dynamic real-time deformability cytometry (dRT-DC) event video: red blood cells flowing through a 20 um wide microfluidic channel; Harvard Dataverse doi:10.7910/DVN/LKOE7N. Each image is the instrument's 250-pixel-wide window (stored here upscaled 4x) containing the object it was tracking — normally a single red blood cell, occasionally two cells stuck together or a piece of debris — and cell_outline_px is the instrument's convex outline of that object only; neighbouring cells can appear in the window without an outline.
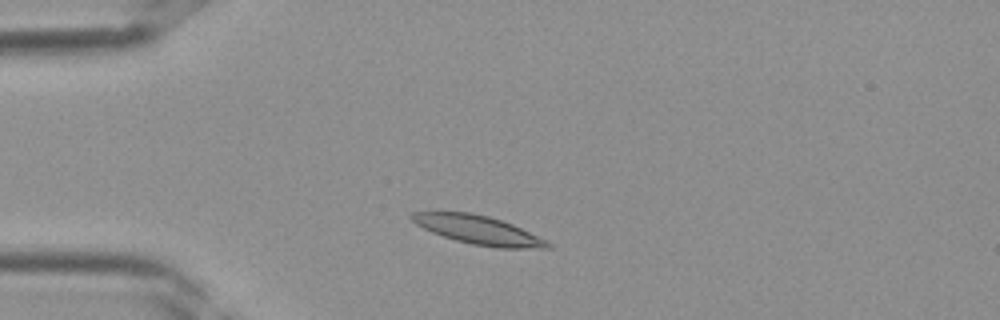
{"species": "Egyptian fruit bat (a non-hibernating species)", "species_latin": "Rousettus aegyptiacus", "temperature_condition": "room temperature", "stored_images_in_passage": 33, "camera_frame_rate_fps": 3000, "um_per_image_px": 0.085, "frame": {"image": 1, "passage_image": 4, "time_ms": 1.0, "image_size_px": [1000, 320], "cell_outline_px": [[552, 248], [496, 248], [472, 244], [456, 240], [432, 232], [416, 224], [408, 216], [412, 212], [472, 212], [488, 216], [512, 224], [552, 244]], "centroid_in_image_um": [40.62, 19.54], "position_along_channel_um": 44.4, "area_um2": 22.37}}
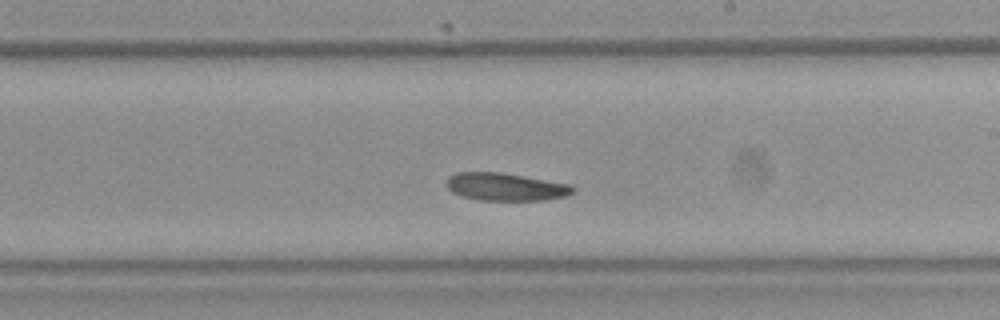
{"frame": {"image": 2, "passage_image": 17, "time_ms": 5.333, "image_size_px": [1000, 320], "cell_outline_px": [[576, 188], [568, 196], [544, 200], [476, 200], [452, 192], [448, 188], [448, 176], [456, 172], [504, 172], [572, 184]], "centroid_in_image_um": [43.03, 15.87], "position_along_channel_um": 246.0, "area_um2": 20.63}}
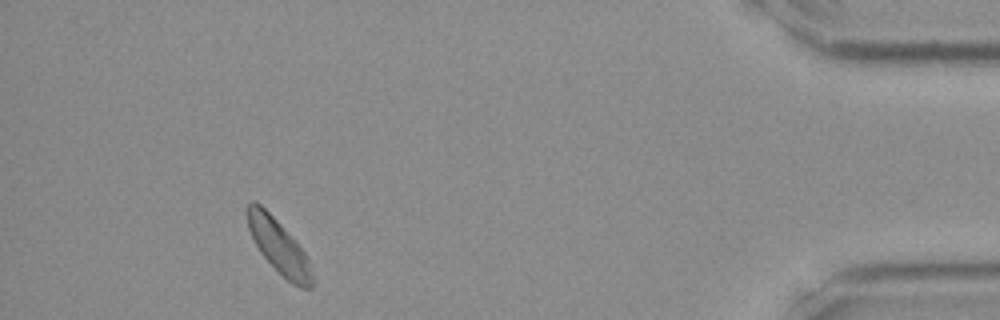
{"frame": {"image": 3, "passage_image": 30, "time_ms": 9.667, "image_size_px": [1000, 320], "cell_outline_px": [[312, 288], [300, 288], [292, 284], [260, 252], [248, 228], [248, 204], [252, 200], [260, 204], [284, 228], [304, 252], [312, 264]], "centroid_in_image_um": [23.73, 20.98], "position_along_channel_um": 411.5, "area_um2": 19.71}}